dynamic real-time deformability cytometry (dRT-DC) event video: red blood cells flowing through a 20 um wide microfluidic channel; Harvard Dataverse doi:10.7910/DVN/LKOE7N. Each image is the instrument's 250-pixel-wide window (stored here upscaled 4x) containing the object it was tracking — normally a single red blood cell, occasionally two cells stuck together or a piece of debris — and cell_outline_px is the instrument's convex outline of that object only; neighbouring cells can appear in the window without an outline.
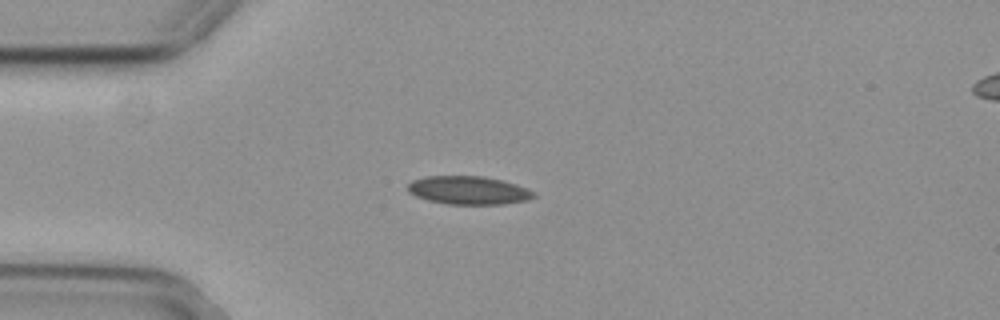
{"species": "common noctule bat (a hibernating species)", "species_latin": "Nyctalus noctula", "temperature_condition": "cold", "stored_images_in_passage": 42, "camera_frame_rate_fps": 3000, "um_per_image_px": 0.085, "animal": {"sex": "female", "body_mass_g": 29.2, "forearm_length_mm": 56.3}, "frame": {"image": 1, "passage_image": 1, "time_ms": 0.0, "image_size_px": [1000, 320], "cell_outline_px": [[536, 196], [528, 200], [504, 204], [444, 204], [428, 200], [416, 196], [408, 192], [408, 184], [412, 180], [424, 176], [484, 176], [516, 184], [536, 192]], "centroid_in_image_um": [39.82, 16.17], "position_along_channel_um": 45.2, "area_um2": 20.87}}
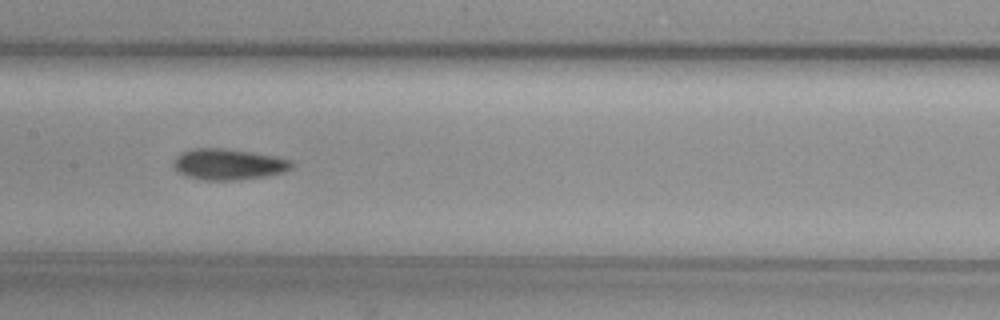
{"frame": {"image": 2, "passage_image": 14, "time_ms": 4.333, "image_size_px": [1000, 320], "cell_outline_px": [[292, 168], [284, 172], [268, 176], [240, 180], [200, 180], [184, 176], [176, 172], [172, 168], [172, 164], [176, 156], [180, 152], [196, 148], [224, 148], [276, 156], [292, 160]], "centroid_in_image_um": [19.37, 13.98], "position_along_channel_um": 188.0, "area_um2": 21.79}}
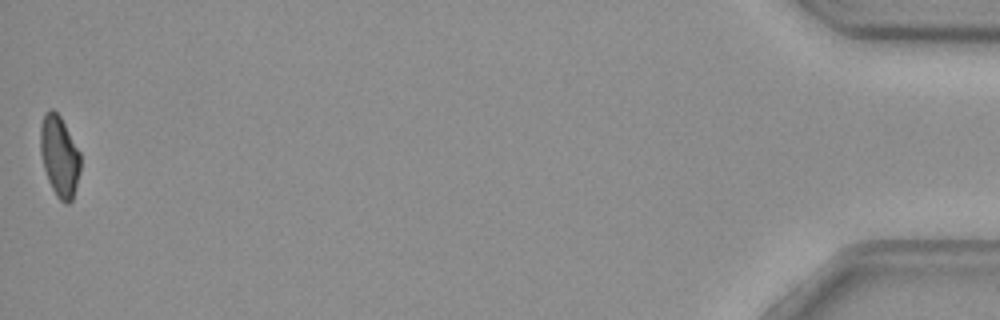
{"frame": {"image": 3, "passage_image": 42, "time_ms": 13.667, "image_size_px": [1000, 320], "cell_outline_px": [[80, 172], [72, 200], [68, 204], [64, 204], [56, 196], [48, 180], [44, 168], [40, 152], [40, 128], [44, 112], [48, 108], [52, 108], [60, 116], [80, 152]], "centroid_in_image_um": [5.04, 13.27], "position_along_channel_um": 430.2, "area_um2": 18.96}, "authors_computed_cell_mechanics": {"area_um2": 20.5768, "velocity_mm_per_s": 3.7166, "shape_relaxation_time_tau1_ms": 8.784, "shape_relaxation_time_tau2_ms": null, "deformation_change_tau1": 0.1396, "deformation_change_tau2": null}}